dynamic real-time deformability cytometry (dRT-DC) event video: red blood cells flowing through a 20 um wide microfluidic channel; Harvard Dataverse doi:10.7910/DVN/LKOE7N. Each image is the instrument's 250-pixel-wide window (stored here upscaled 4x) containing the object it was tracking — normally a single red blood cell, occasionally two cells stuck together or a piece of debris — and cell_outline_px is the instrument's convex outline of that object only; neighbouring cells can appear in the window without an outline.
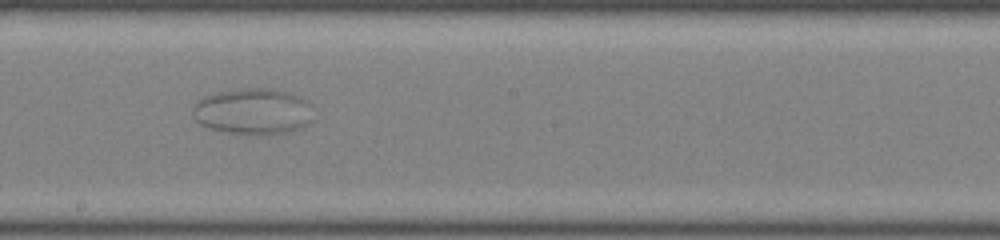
{"species": "common noctule bat (a hibernating species)", "species_latin": "Nyctalus noctula", "temperature_condition": "room temperature", "stored_images_in_passage": 49, "camera_frame_rate_fps": 3000, "um_per_image_px": 0.085, "animal": {"sex": "female", "body_mass_g": 22.0, "forearm_length_mm": 56.7}, "frame": {"image": 1, "passage_image": 28, "time_ms": 9.0, "image_size_px": [1000, 240], "cell_outline_px": [[312, 120], [304, 128], [288, 132], [260, 136], [252, 136], [228, 132], [212, 128], [200, 124], [192, 116], [192, 108], [196, 100], [204, 96], [216, 92], [240, 88], [272, 88], [288, 92], [308, 100], [312, 104]], "centroid_in_image_um": [21.53, 9.48], "position_along_channel_um": 226.7, "area_um2": 33.29}}